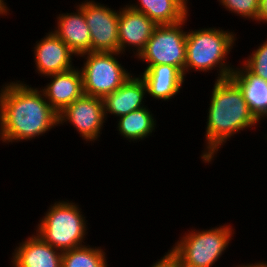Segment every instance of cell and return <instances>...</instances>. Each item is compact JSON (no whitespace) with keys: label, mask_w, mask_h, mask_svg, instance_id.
<instances>
[{"label":"cell","mask_w":267,"mask_h":267,"mask_svg":"<svg viewBox=\"0 0 267 267\" xmlns=\"http://www.w3.org/2000/svg\"><path fill=\"white\" fill-rule=\"evenodd\" d=\"M150 109L147 106L117 118L116 130L119 136L130 143L152 137L158 126L155 118L157 115L154 116Z\"/></svg>","instance_id":"d6986e66"},{"label":"cell","mask_w":267,"mask_h":267,"mask_svg":"<svg viewBox=\"0 0 267 267\" xmlns=\"http://www.w3.org/2000/svg\"><path fill=\"white\" fill-rule=\"evenodd\" d=\"M33 44L35 73L41 77L73 69L77 56L52 30ZM75 57V59H74Z\"/></svg>","instance_id":"8fae6325"},{"label":"cell","mask_w":267,"mask_h":267,"mask_svg":"<svg viewBox=\"0 0 267 267\" xmlns=\"http://www.w3.org/2000/svg\"><path fill=\"white\" fill-rule=\"evenodd\" d=\"M255 263H242V264H237V267H267V261H262V260H258V261H254Z\"/></svg>","instance_id":"484cf974"},{"label":"cell","mask_w":267,"mask_h":267,"mask_svg":"<svg viewBox=\"0 0 267 267\" xmlns=\"http://www.w3.org/2000/svg\"><path fill=\"white\" fill-rule=\"evenodd\" d=\"M213 83L205 117L204 148L199 157L208 165L213 164L220 149L236 134L261 127L250 112L241 89L231 78L214 80Z\"/></svg>","instance_id":"7a4b0ae2"},{"label":"cell","mask_w":267,"mask_h":267,"mask_svg":"<svg viewBox=\"0 0 267 267\" xmlns=\"http://www.w3.org/2000/svg\"><path fill=\"white\" fill-rule=\"evenodd\" d=\"M158 25L144 13L133 10L127 4L119 7V52L137 58L144 50ZM128 49V50H127ZM133 51V52H132Z\"/></svg>","instance_id":"30bf717a"},{"label":"cell","mask_w":267,"mask_h":267,"mask_svg":"<svg viewBox=\"0 0 267 267\" xmlns=\"http://www.w3.org/2000/svg\"><path fill=\"white\" fill-rule=\"evenodd\" d=\"M122 56L125 55L120 52H88L77 57L84 59L79 68L85 95L103 99L134 74L119 61Z\"/></svg>","instance_id":"8992f818"},{"label":"cell","mask_w":267,"mask_h":267,"mask_svg":"<svg viewBox=\"0 0 267 267\" xmlns=\"http://www.w3.org/2000/svg\"><path fill=\"white\" fill-rule=\"evenodd\" d=\"M54 201L38 220L34 232L61 252L85 245L90 231L81 205L67 198Z\"/></svg>","instance_id":"5b68a950"},{"label":"cell","mask_w":267,"mask_h":267,"mask_svg":"<svg viewBox=\"0 0 267 267\" xmlns=\"http://www.w3.org/2000/svg\"><path fill=\"white\" fill-rule=\"evenodd\" d=\"M230 78L241 89L250 112L260 123L264 122L267 119V81L253 75L242 64L236 66Z\"/></svg>","instance_id":"e0dca14e"},{"label":"cell","mask_w":267,"mask_h":267,"mask_svg":"<svg viewBox=\"0 0 267 267\" xmlns=\"http://www.w3.org/2000/svg\"><path fill=\"white\" fill-rule=\"evenodd\" d=\"M189 9H190V4L191 3H189L190 2V0H181ZM189 1V2H188ZM189 4V5H188Z\"/></svg>","instance_id":"4316f807"},{"label":"cell","mask_w":267,"mask_h":267,"mask_svg":"<svg viewBox=\"0 0 267 267\" xmlns=\"http://www.w3.org/2000/svg\"><path fill=\"white\" fill-rule=\"evenodd\" d=\"M235 233L233 225L226 222L209 229L193 227L179 234V240L168 252L176 259L178 267H217L215 263L228 252Z\"/></svg>","instance_id":"277c9868"},{"label":"cell","mask_w":267,"mask_h":267,"mask_svg":"<svg viewBox=\"0 0 267 267\" xmlns=\"http://www.w3.org/2000/svg\"><path fill=\"white\" fill-rule=\"evenodd\" d=\"M229 14H235L237 17L245 20L257 21L259 15L260 0H217Z\"/></svg>","instance_id":"7402d4cb"},{"label":"cell","mask_w":267,"mask_h":267,"mask_svg":"<svg viewBox=\"0 0 267 267\" xmlns=\"http://www.w3.org/2000/svg\"><path fill=\"white\" fill-rule=\"evenodd\" d=\"M127 5L135 11L144 13L157 25L177 24L191 14L181 0H137Z\"/></svg>","instance_id":"ac0fdd59"},{"label":"cell","mask_w":267,"mask_h":267,"mask_svg":"<svg viewBox=\"0 0 267 267\" xmlns=\"http://www.w3.org/2000/svg\"><path fill=\"white\" fill-rule=\"evenodd\" d=\"M74 8L73 12L60 11V14L55 15L56 26L54 29L51 27V30L79 57L91 52V33L82 9L76 4Z\"/></svg>","instance_id":"2e32d148"},{"label":"cell","mask_w":267,"mask_h":267,"mask_svg":"<svg viewBox=\"0 0 267 267\" xmlns=\"http://www.w3.org/2000/svg\"><path fill=\"white\" fill-rule=\"evenodd\" d=\"M189 18L190 15L177 24L158 25L136 60L146 66L171 65L185 76L187 30L184 25L187 26Z\"/></svg>","instance_id":"52a82bcc"},{"label":"cell","mask_w":267,"mask_h":267,"mask_svg":"<svg viewBox=\"0 0 267 267\" xmlns=\"http://www.w3.org/2000/svg\"><path fill=\"white\" fill-rule=\"evenodd\" d=\"M139 75L146 85L147 96L161 102L178 96L186 81L184 73L171 65L146 66Z\"/></svg>","instance_id":"9a60e30c"},{"label":"cell","mask_w":267,"mask_h":267,"mask_svg":"<svg viewBox=\"0 0 267 267\" xmlns=\"http://www.w3.org/2000/svg\"><path fill=\"white\" fill-rule=\"evenodd\" d=\"M147 267H178L176 259L167 251L156 262Z\"/></svg>","instance_id":"603a6c76"},{"label":"cell","mask_w":267,"mask_h":267,"mask_svg":"<svg viewBox=\"0 0 267 267\" xmlns=\"http://www.w3.org/2000/svg\"><path fill=\"white\" fill-rule=\"evenodd\" d=\"M44 78L50 80L39 88L58 114L84 95L82 73L76 65L69 71L51 74Z\"/></svg>","instance_id":"7c38bea8"},{"label":"cell","mask_w":267,"mask_h":267,"mask_svg":"<svg viewBox=\"0 0 267 267\" xmlns=\"http://www.w3.org/2000/svg\"><path fill=\"white\" fill-rule=\"evenodd\" d=\"M91 33V52H119V9L96 0H82L77 4Z\"/></svg>","instance_id":"ba28073f"},{"label":"cell","mask_w":267,"mask_h":267,"mask_svg":"<svg viewBox=\"0 0 267 267\" xmlns=\"http://www.w3.org/2000/svg\"><path fill=\"white\" fill-rule=\"evenodd\" d=\"M22 80L11 79L0 86V141L4 145L40 138L59 126V114L39 86Z\"/></svg>","instance_id":"6da1fadb"},{"label":"cell","mask_w":267,"mask_h":267,"mask_svg":"<svg viewBox=\"0 0 267 267\" xmlns=\"http://www.w3.org/2000/svg\"><path fill=\"white\" fill-rule=\"evenodd\" d=\"M147 88L139 74H133L114 92L103 98L105 120L109 115L119 118L132 111L147 107ZM146 104V105H145ZM109 114V115H108Z\"/></svg>","instance_id":"5bb4252c"},{"label":"cell","mask_w":267,"mask_h":267,"mask_svg":"<svg viewBox=\"0 0 267 267\" xmlns=\"http://www.w3.org/2000/svg\"><path fill=\"white\" fill-rule=\"evenodd\" d=\"M104 248L87 243L64 251L61 267H109Z\"/></svg>","instance_id":"ffe728a7"},{"label":"cell","mask_w":267,"mask_h":267,"mask_svg":"<svg viewBox=\"0 0 267 267\" xmlns=\"http://www.w3.org/2000/svg\"><path fill=\"white\" fill-rule=\"evenodd\" d=\"M263 136L265 137H262V138H265L264 140H267V134L264 135V132H263Z\"/></svg>","instance_id":"83f0119b"},{"label":"cell","mask_w":267,"mask_h":267,"mask_svg":"<svg viewBox=\"0 0 267 267\" xmlns=\"http://www.w3.org/2000/svg\"><path fill=\"white\" fill-rule=\"evenodd\" d=\"M252 49V53L239 62L253 75L267 81V39Z\"/></svg>","instance_id":"44dd1931"},{"label":"cell","mask_w":267,"mask_h":267,"mask_svg":"<svg viewBox=\"0 0 267 267\" xmlns=\"http://www.w3.org/2000/svg\"><path fill=\"white\" fill-rule=\"evenodd\" d=\"M17 244L9 258V266L61 267L62 252L46 243L35 232Z\"/></svg>","instance_id":"4fadbf2b"},{"label":"cell","mask_w":267,"mask_h":267,"mask_svg":"<svg viewBox=\"0 0 267 267\" xmlns=\"http://www.w3.org/2000/svg\"><path fill=\"white\" fill-rule=\"evenodd\" d=\"M256 23L258 25L261 23L267 24V0H260L259 15Z\"/></svg>","instance_id":"cb8c5ba5"},{"label":"cell","mask_w":267,"mask_h":267,"mask_svg":"<svg viewBox=\"0 0 267 267\" xmlns=\"http://www.w3.org/2000/svg\"><path fill=\"white\" fill-rule=\"evenodd\" d=\"M7 0H0V18L3 16H8L9 14L11 15L12 12L10 9V6H8V3H6Z\"/></svg>","instance_id":"d4e9b609"},{"label":"cell","mask_w":267,"mask_h":267,"mask_svg":"<svg viewBox=\"0 0 267 267\" xmlns=\"http://www.w3.org/2000/svg\"><path fill=\"white\" fill-rule=\"evenodd\" d=\"M105 123L104 103L100 97L84 94L59 113V127L73 126L85 144L99 142Z\"/></svg>","instance_id":"9c48e42d"},{"label":"cell","mask_w":267,"mask_h":267,"mask_svg":"<svg viewBox=\"0 0 267 267\" xmlns=\"http://www.w3.org/2000/svg\"><path fill=\"white\" fill-rule=\"evenodd\" d=\"M234 31L214 26L187 30L185 78L190 72L207 74L212 70H217L215 80L230 78L236 65L227 60L240 39Z\"/></svg>","instance_id":"3957f363"}]
</instances>
